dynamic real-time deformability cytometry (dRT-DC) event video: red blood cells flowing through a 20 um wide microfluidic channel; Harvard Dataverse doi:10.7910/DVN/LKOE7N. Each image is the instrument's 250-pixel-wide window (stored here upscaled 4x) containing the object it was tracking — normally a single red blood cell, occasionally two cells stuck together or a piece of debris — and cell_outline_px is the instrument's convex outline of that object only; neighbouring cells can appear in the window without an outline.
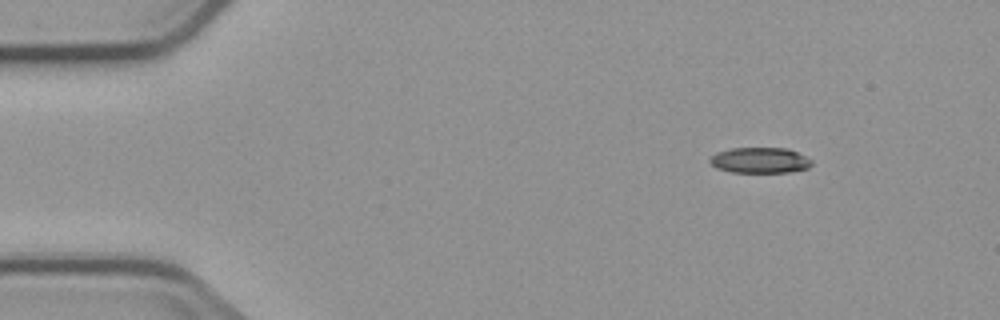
{"species": "common noctule bat (a hibernating species)", "species_latin": "Nyctalus noctula", "temperature_condition": "cold", "stored_images_in_passage": 3, "camera_frame_rate_fps": 3000, "um_per_image_px": 0.085, "animal": {"sex": "male", "body_mass_g": 23.1, "forearm_length_mm": 52.7}, "frame": {"image": 1, "passage_image": 1, "time_ms": 0.0, "image_size_px": [1000, 320], "cell_outline_px": [[812, 164], [808, 168], [788, 172], [732, 172], [716, 168], [708, 160], [716, 152], [732, 148], [788, 148], [812, 160]], "centroid_in_image_um": [64.58, 13.62], "position_along_channel_um": 20.4, "area_um2": 15.14}}